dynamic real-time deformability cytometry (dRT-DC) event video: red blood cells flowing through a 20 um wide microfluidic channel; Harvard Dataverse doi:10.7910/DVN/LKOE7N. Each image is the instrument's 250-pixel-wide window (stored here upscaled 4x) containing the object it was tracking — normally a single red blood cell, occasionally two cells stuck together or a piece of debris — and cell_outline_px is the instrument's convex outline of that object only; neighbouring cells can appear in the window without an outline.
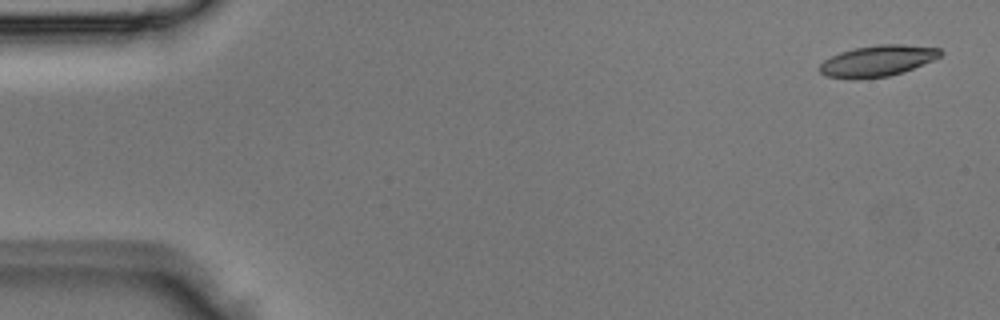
{"species": "Egyptian fruit bat (a non-hibernating species)", "species_latin": "Rousettus aegyptiacus", "temperature_condition": "room temperature", "stored_images_in_passage": 3, "camera_frame_rate_fps": 3000, "um_per_image_px": 0.085, "animal": {"sex": "male"}, "frame": {"image": 1, "passage_image": 1, "time_ms": 0.0, "image_size_px": [1000, 320], "cell_outline_px": [[944, 52], [940, 56], [932, 60], [912, 68], [888, 76], [856, 80], [852, 80], [824, 76], [820, 72], [820, 64], [824, 60], [840, 52], [856, 48], [876, 44], [904, 44], [940, 48]], "centroid_in_image_um": [74.56, 5.18], "position_along_channel_um": 10.4, "area_um2": 21.91}}
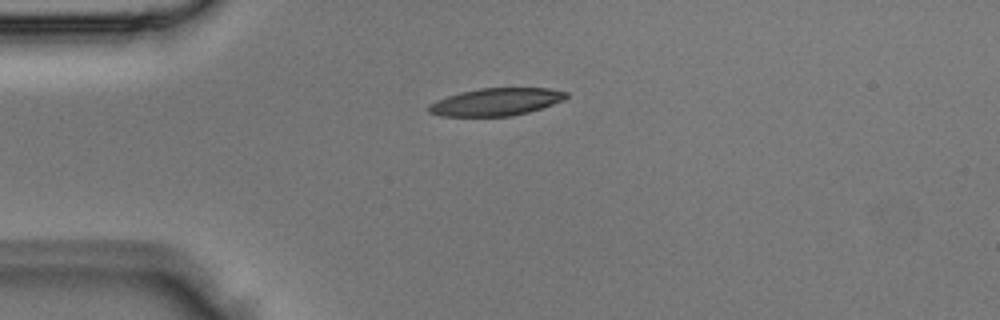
{"frame": {"image": 2, "passage_image": 3, "time_ms": 0.667, "image_size_px": [1000, 320], "cell_outline_px": [[568, 96], [564, 100], [528, 112], [512, 116], [444, 116], [428, 112], [428, 104], [436, 100], [460, 92], [480, 88], [548, 88], [568, 92]], "centroid_in_image_um": [42.16, 8.65], "position_along_channel_um": 42.8, "area_um2": 21.96}}